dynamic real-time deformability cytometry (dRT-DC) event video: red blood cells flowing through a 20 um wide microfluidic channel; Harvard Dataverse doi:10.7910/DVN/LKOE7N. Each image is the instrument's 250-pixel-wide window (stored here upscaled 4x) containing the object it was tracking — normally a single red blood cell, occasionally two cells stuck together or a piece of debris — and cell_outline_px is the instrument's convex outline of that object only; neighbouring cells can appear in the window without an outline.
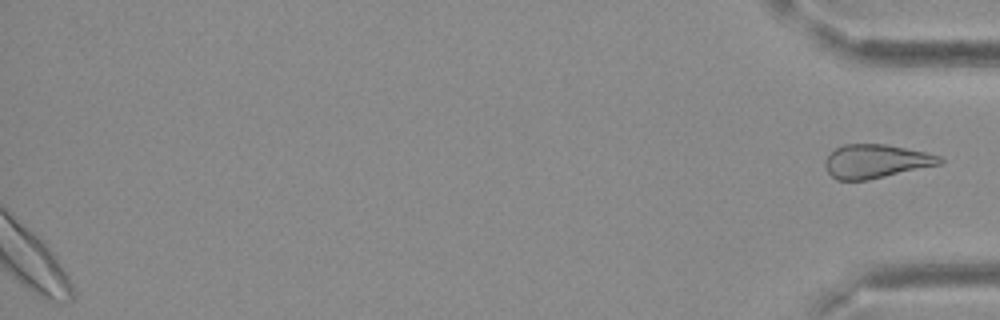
{"species": "Egyptian fruit bat (a non-hibernating species)", "species_latin": "Rousettus aegyptiacus", "temperature_condition": "cold", "stored_images_in_passage": 35, "segment_of_instrument_passage": [2, 2], "camera_frame_rate_fps": 3000, "um_per_image_px": 0.085, "frame": {"image": 1, "passage_image": 35, "time_ms": 11.333, "image_size_px": [1000, 320], "cell_outline_px": [[944, 160], [940, 164], [868, 180], [836, 180], [828, 172], [824, 164], [824, 160], [836, 148], [844, 144], [884, 144], [924, 152], [940, 156]], "centroid_in_image_um": [74.42, 13.71], "position_along_channel_um": 360.8, "area_um2": 22.25}}